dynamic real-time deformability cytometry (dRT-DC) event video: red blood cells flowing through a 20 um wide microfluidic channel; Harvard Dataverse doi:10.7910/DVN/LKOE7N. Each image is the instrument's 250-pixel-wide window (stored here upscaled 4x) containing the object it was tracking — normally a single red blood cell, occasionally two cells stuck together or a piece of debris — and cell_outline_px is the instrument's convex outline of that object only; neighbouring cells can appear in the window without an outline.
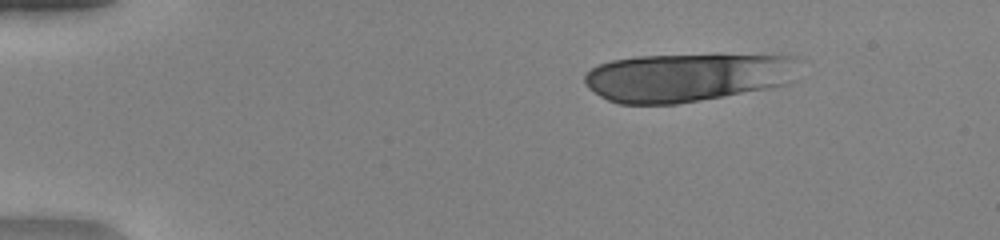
{"species": "human", "species_latin": "Homo sapiens", "temperature_condition": "warm", "stored_images_in_passage": 48, "camera_frame_rate_fps": 3000, "um_per_image_px": 0.085, "donor": {"sex": "female"}, "frame": {"image": 1, "passage_image": 7, "time_ms": 2.0, "image_size_px": [1000, 240], "cell_outline_px": [[796, 56], [792, 80], [788, 84], [768, 88], [700, 100], [676, 104], [620, 104], [608, 100], [600, 96], [588, 88], [584, 84], [584, 76], [592, 68], [600, 64], [612, 60], [636, 56], [716, 52]], "centroid_in_image_um": [58.41, 6.52], "position_along_channel_um": 26.6, "area_um2": 61.85}}
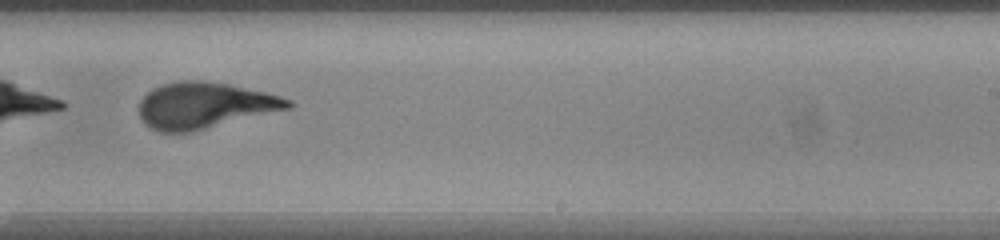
{"frame": {"image": 2, "passage_image": 32, "time_ms": 10.333, "image_size_px": [1000, 240], "cell_outline_px": [[292, 108], [188, 132], [160, 132], [144, 124], [140, 116], [140, 100], [152, 88], [164, 84], [180, 80], [200, 80], [228, 84], [264, 92], [280, 96], [292, 100]], "centroid_in_image_um": [17.38, 8.95], "position_along_channel_um": 271.6, "area_um2": 39.65}}
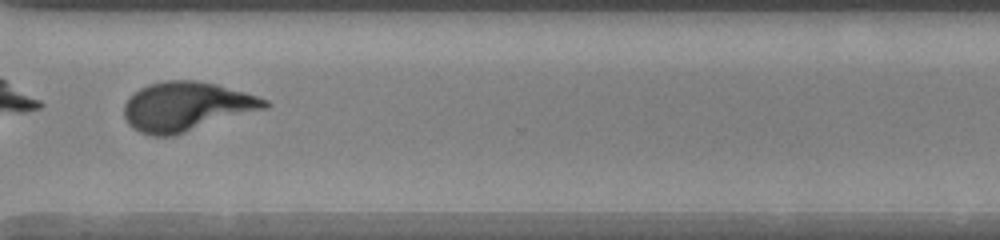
{"frame": {"image": 3, "passage_image": 38, "time_ms": 12.333, "image_size_px": [1000, 240], "cell_outline_px": [[272, 104], [268, 108], [172, 136], [152, 136], [140, 132], [132, 128], [128, 124], [124, 116], [124, 104], [128, 96], [140, 88], [148, 84], [164, 80], [196, 80], [216, 84], [244, 92], [268, 100]], "centroid_in_image_um": [15.83, 9.05], "position_along_channel_um": 354.8, "area_um2": 40.52}, "authors_computed_cell_mechanics": {"area_um2": 40.46, "velocity_mm_per_s": 4.1342, "shape_relaxation_time_tau1_ms": 5.184, "shape_relaxation_time_tau2_ms": 0.9114, "deformation_change_tau1": 0.266, "deformation_change_tau2": 0.09}}